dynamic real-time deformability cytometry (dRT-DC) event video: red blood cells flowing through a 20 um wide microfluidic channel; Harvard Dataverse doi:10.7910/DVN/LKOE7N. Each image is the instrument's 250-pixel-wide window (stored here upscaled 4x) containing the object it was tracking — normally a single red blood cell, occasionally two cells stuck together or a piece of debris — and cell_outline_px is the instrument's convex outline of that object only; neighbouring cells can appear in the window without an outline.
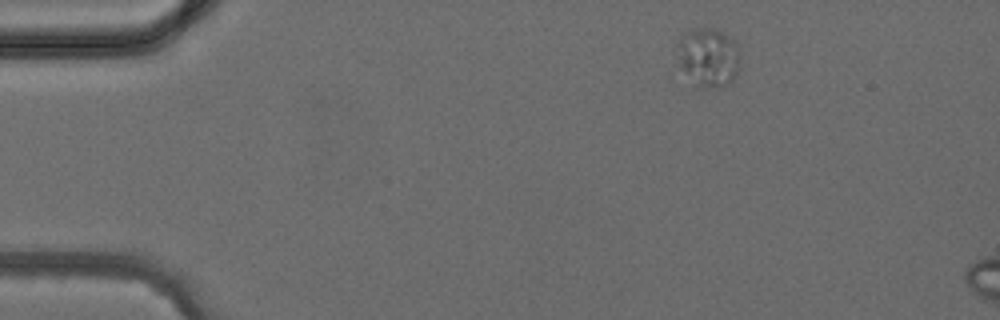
{"species": "common noctule bat (a hibernating species)", "species_latin": "Nyctalus noctula", "temperature_condition": "cold", "stored_images_in_passage": 4, "camera_frame_rate_fps": 3000, "um_per_image_px": 0.085, "animal": {"sex": "female", "body_mass_g": 24.6, "forearm_length_mm": 56.2}, "frame": {"image": 1, "passage_image": 1, "time_ms": 0.0, "image_size_px": [1000, 320], "cell_outline_px": [[740, 56], [736, 72], [732, 80], [728, 84], [720, 88], [700, 88], [676, 68], [676, 44], [680, 36], [688, 28], [716, 28], [732, 36], [736, 40], [740, 48]], "centroid_in_image_um": [60.15, 4.84], "position_along_channel_um": 24.9, "area_um2": 22.89}}
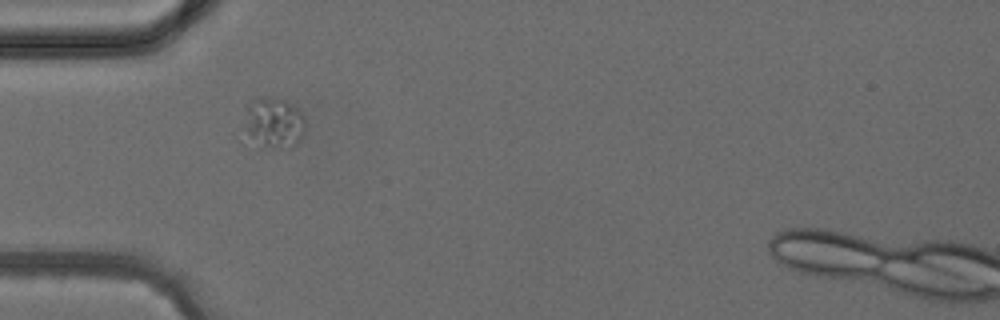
{"frame": {"image": 2, "passage_image": 3, "time_ms": 2.333, "image_size_px": [1000, 320], "cell_outline_px": [[304, 136], [300, 144], [292, 148], [264, 148], [244, 132], [248, 100], [256, 96], [280, 96], [288, 100], [300, 108], [304, 116]], "centroid_in_image_um": [23.33, 10.39], "position_along_channel_um": 61.7, "area_um2": 19.07}}